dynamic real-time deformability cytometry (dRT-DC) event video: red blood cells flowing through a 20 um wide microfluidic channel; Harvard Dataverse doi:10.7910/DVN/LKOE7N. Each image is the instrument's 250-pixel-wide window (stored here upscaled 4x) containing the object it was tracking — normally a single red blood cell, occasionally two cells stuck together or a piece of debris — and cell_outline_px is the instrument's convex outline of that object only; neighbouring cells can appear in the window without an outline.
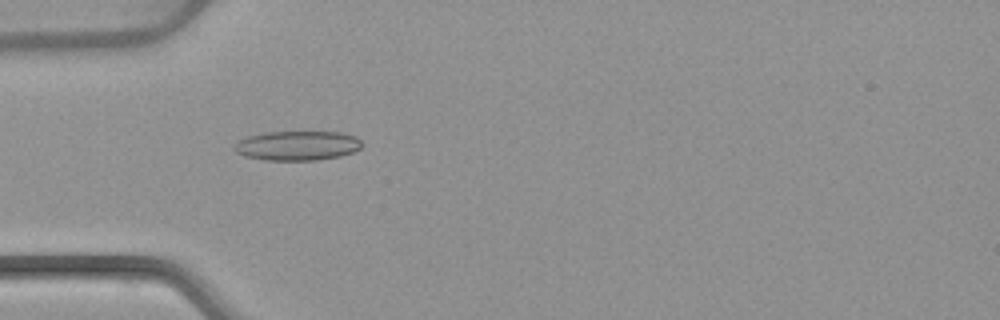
{"species": "common noctule bat (a hibernating species)", "species_latin": "Nyctalus noctula", "temperature_condition": "warm", "stored_images_in_passage": 5, "camera_frame_rate_fps": 3000, "um_per_image_px": 0.085, "animal": {"sex": "female", "body_mass_g": 22.7, "forearm_length_mm": 54.2}, "frame": {"image": 1, "passage_image": 1, "time_ms": 0.0, "image_size_px": [1000, 320], "cell_outline_px": [[364, 144], [360, 148], [352, 152], [340, 156], [316, 160], [264, 160], [244, 156], [236, 152], [232, 148], [232, 144], [236, 140], [248, 136], [268, 132], [340, 132], [356, 136]], "centroid_in_image_um": [25.23, 12.38], "position_along_channel_um": 59.8, "area_um2": 22.14}}